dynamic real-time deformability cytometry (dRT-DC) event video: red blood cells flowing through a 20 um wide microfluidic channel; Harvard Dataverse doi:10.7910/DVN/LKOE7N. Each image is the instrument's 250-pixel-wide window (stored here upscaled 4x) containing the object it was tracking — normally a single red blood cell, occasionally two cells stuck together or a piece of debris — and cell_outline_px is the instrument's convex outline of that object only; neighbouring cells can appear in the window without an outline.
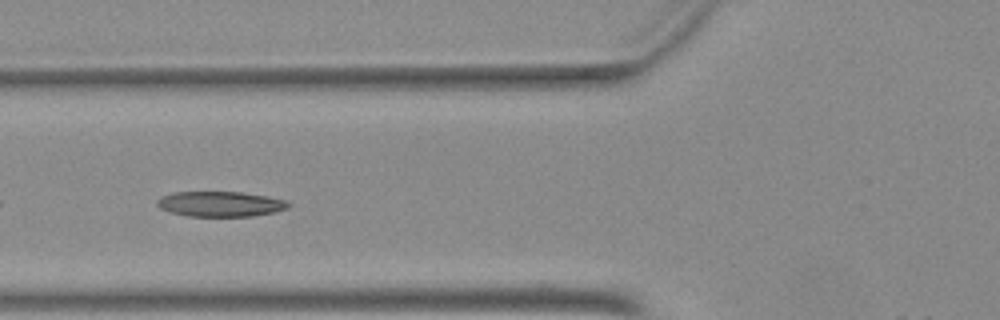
{"species": "Egyptian fruit bat (a non-hibernating species)", "species_latin": "Rousettus aegyptiacus", "temperature_condition": "warm", "stored_images_in_passage": 34, "camera_frame_rate_fps": 3000, "um_per_image_px": 0.085, "animal": {"sex": "female"}, "frame": {"image": 1, "passage_image": 6, "time_ms": 1.667, "image_size_px": [1000, 320], "cell_outline_px": [[292, 204], [288, 208], [272, 212], [252, 216], [188, 216], [168, 212], [160, 208], [156, 204], [156, 200], [160, 196], [176, 192], [240, 192], [264, 196], [284, 200]], "centroid_in_image_um": [18.67, 17.34], "position_along_channel_um": 107.1, "area_um2": 19.19}}